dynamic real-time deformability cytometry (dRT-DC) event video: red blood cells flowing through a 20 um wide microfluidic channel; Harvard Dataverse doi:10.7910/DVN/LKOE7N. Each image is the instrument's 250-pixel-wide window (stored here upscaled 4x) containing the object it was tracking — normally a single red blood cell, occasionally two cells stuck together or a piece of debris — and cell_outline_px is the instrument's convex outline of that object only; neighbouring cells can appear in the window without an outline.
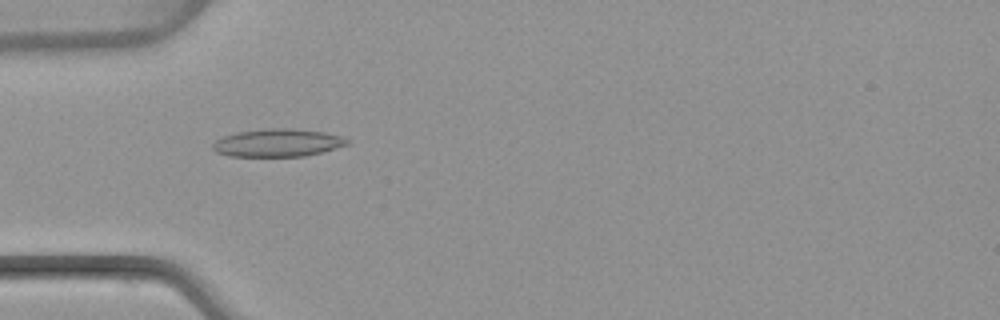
{"species": "common noctule bat (a hibernating species)", "species_latin": "Nyctalus noctula", "temperature_condition": "warm", "stored_images_in_passage": 50, "camera_frame_rate_fps": 3000, "um_per_image_px": 0.085, "animal": {"sex": "female", "body_mass_g": 22.7, "forearm_length_mm": 54.2}, "frame": {"image": 1, "passage_image": 16, "time_ms": 5.0, "image_size_px": [1000, 320], "cell_outline_px": [[352, 140], [348, 144], [320, 152], [304, 156], [228, 156], [216, 152], [212, 148], [212, 144], [216, 140], [224, 136], [236, 132], [268, 128], [292, 128], [324, 132], [344, 136]], "centroid_in_image_um": [23.61, 12.13], "position_along_channel_um": 61.4, "area_um2": 21.85}}
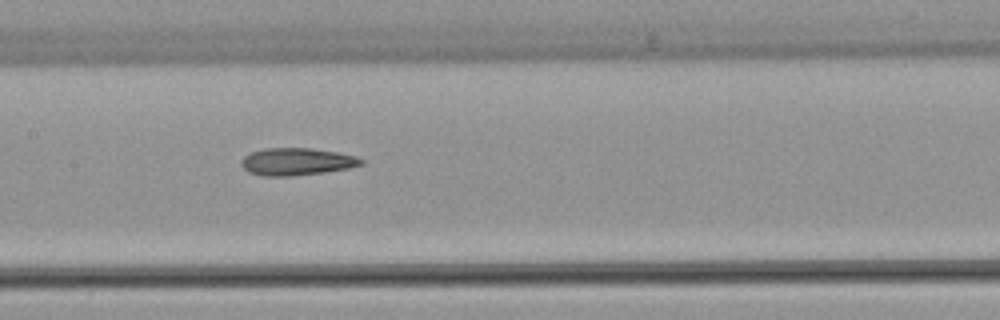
{"frame": {"image": 2, "passage_image": 25, "time_ms": 8.0, "image_size_px": [1000, 320], "cell_outline_px": [[364, 164], [348, 168], [324, 172], [292, 176], [264, 176], [248, 172], [240, 164], [240, 160], [244, 156], [252, 152], [264, 148], [312, 148], [336, 152], [356, 156], [364, 160]], "centroid_in_image_um": [25.21, 13.74], "position_along_channel_um": 182.2, "area_um2": 19.13}}
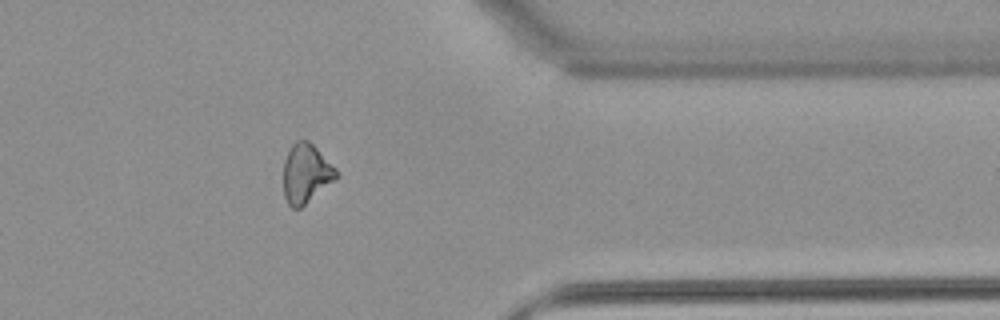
{"frame": {"image": 3, "passage_image": 41, "time_ms": 13.333, "image_size_px": [1000, 320], "cell_outline_px": [[340, 176], [336, 180], [300, 208], [292, 208], [288, 204], [284, 196], [284, 160], [292, 144], [296, 140], [308, 140], [336, 168]], "centroid_in_image_um": [26.02, 14.75], "position_along_channel_um": 385.4, "area_um2": 18.21}, "authors_computed_cell_mechanics": {"area_um2": 19.363, "velocity_mm_per_s": 4.0801, "shape_relaxation_time_tau1_ms": null, "shape_relaxation_time_tau2_ms": 7.6446, "deformation_change_tau1": null, "deformation_change_tau2": 0.2081}}